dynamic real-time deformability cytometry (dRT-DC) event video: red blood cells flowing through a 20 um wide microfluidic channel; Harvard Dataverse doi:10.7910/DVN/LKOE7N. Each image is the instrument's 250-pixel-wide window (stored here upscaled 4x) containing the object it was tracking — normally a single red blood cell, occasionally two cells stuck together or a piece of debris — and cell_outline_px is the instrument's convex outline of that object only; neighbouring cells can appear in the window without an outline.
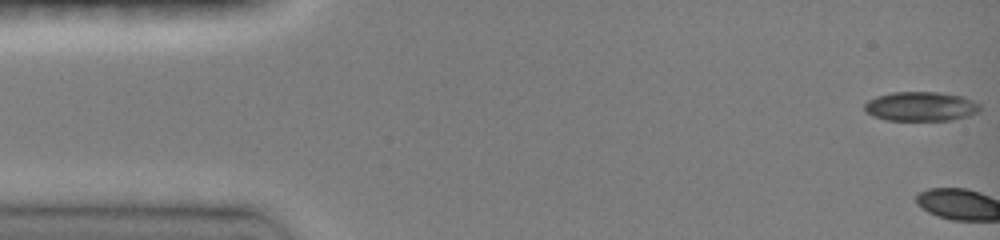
{"species": "common noctule bat (a hibernating species)", "species_latin": "Nyctalus noctula", "temperature_condition": "room temperature", "stored_images_in_passage": 11, "camera_frame_rate_fps": 3000, "um_per_image_px": 0.085, "animal": {"sex": "female", "body_mass_g": 19.0, "forearm_length_mm": 51.5}, "frame": {"image": 1, "passage_image": 1, "time_ms": 0.0, "image_size_px": [1000, 240], "cell_outline_px": [[980, 112], [968, 116], [952, 120], [888, 120], [872, 116], [864, 108], [864, 104], [868, 100], [876, 96], [892, 92], [940, 92], [960, 96], [972, 100], [980, 104]], "centroid_in_image_um": [78.28, 9.04], "position_along_channel_um": 6.7, "area_um2": 19.77}}